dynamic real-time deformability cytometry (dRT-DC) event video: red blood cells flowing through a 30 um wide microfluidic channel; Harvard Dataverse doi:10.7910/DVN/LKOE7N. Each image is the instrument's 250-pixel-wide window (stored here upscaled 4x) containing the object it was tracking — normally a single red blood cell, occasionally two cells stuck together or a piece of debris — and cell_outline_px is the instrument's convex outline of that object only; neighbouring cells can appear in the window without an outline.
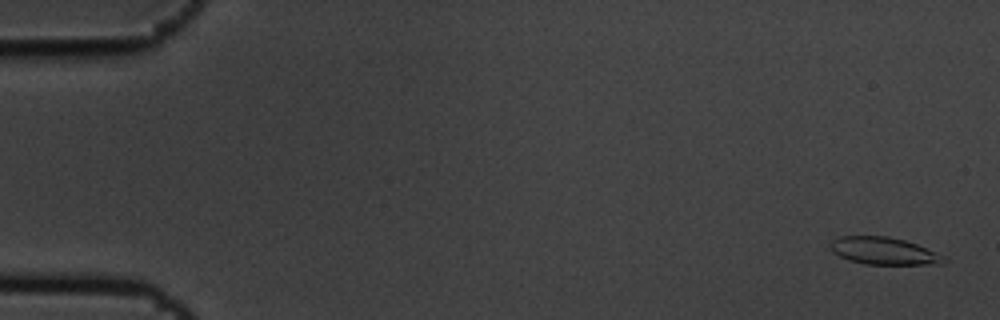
{"species": "common noctule bat (a hibernating species)", "species_latin": "Nyctalus noctula", "temperature_condition": "cold", "stored_images_in_passage": 6, "camera_frame_rate_fps": 3000, "um_per_image_px": 0.085, "animal": {"sex": "male", "body_mass_g": 19.5, "forearm_length_mm": 54.6}, "frame": {"image": 1, "passage_image": 1, "time_ms": 0.0, "image_size_px": [1000, 320], "cell_outline_px": [[948, 260], [944, 264], [864, 264], [848, 260], [832, 252], [832, 240], [840, 236], [888, 236], [904, 240], [916, 244]], "centroid_in_image_um": [75.08, 21.33], "position_along_channel_um": 9.9, "area_um2": 17.69}}